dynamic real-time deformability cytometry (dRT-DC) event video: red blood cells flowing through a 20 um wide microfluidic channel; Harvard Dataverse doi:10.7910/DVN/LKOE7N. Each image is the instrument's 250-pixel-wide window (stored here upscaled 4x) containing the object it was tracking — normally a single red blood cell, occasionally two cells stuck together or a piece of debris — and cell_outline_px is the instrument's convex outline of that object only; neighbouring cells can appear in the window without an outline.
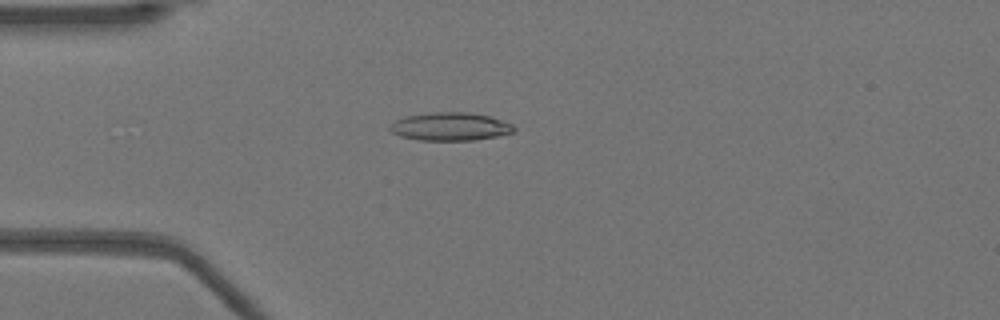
{"species": "Egyptian fruit bat (a non-hibernating species)", "species_latin": "Rousettus aegyptiacus", "temperature_condition": "warm", "stored_images_in_passage": 52, "camera_frame_rate_fps": 3000, "um_per_image_px": 0.085, "animal": {"sex": "female"}, "frame": {"image": 1, "passage_image": 14, "time_ms": 4.333, "image_size_px": [1000, 320], "cell_outline_px": [[516, 128], [512, 132], [496, 136], [472, 140], [420, 140], [400, 136], [392, 132], [388, 128], [388, 124], [404, 116], [432, 112], [468, 112], [488, 116], [512, 124]], "centroid_in_image_um": [38.21, 10.75], "position_along_channel_um": 46.8, "area_um2": 20.23}}
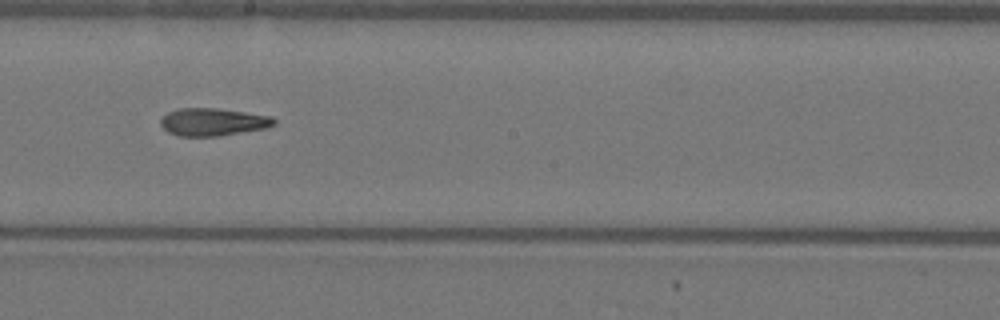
{"frame": {"image": 2, "passage_image": 29, "time_ms": 9.333, "image_size_px": [1000, 320], "cell_outline_px": [[276, 124], [268, 128], [220, 136], [180, 136], [168, 132], [160, 124], [160, 120], [168, 112], [180, 108], [216, 108], [272, 116], [276, 120]], "centroid_in_image_um": [18.13, 10.37], "position_along_channel_um": 230.1, "area_um2": 18.32}}
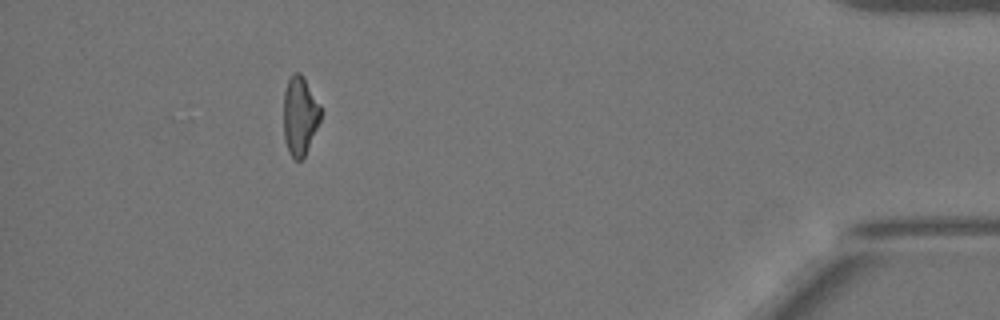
{"frame": {"image": 3, "passage_image": 47, "time_ms": 15.333, "image_size_px": [1000, 320], "cell_outline_px": [[320, 120], [304, 156], [300, 160], [296, 160], [288, 152], [284, 140], [284, 92], [288, 80], [292, 72], [300, 72], [320, 104]], "centroid_in_image_um": [25.47, 9.82], "position_along_channel_um": 409.7, "area_um2": 16.82}, "authors_computed_cell_mechanics": {"area_um2": 18.5538, "velocity_mm_per_s": 3.9436, "shape_relaxation_time_tau1_ms": null, "shape_relaxation_time_tau2_ms": 8.0979, "deformation_change_tau1": null, "deformation_change_tau2": 0.2277}}